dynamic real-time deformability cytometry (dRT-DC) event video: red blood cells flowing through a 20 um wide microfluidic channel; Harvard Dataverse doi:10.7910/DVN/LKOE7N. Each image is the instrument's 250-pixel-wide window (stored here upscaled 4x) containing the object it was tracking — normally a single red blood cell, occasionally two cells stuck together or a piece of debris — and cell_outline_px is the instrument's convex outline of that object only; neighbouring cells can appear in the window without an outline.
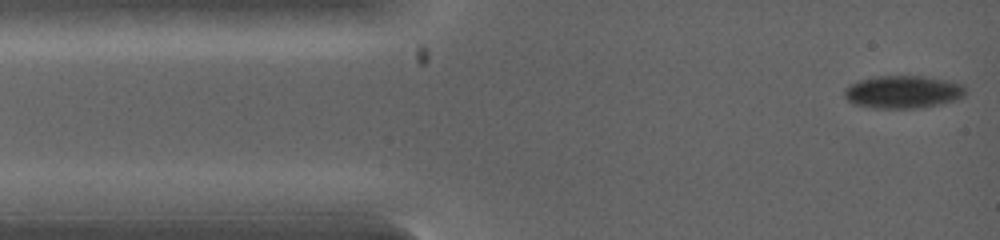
{"species": "common noctule bat (a hibernating species)", "species_latin": "Nyctalus noctula", "temperature_condition": "warm", "stored_images_in_passage": 39, "camera_frame_rate_fps": 5000, "um_per_image_px": 0.085, "animal": {"sex": "female", "body_mass_g": 19.0, "forearm_length_mm": 53.3}, "frame": {"image": 1, "passage_image": 1, "time_ms": 0.0, "image_size_px": [1000, 240], "cell_outline_px": [[964, 96], [956, 100], [940, 104], [916, 108], [876, 108], [856, 104], [848, 100], [844, 96], [844, 88], [848, 84], [860, 80], [876, 76], [924, 76], [948, 80], [964, 84]], "centroid_in_image_um": [76.75, 7.8], "position_along_channel_um": 8.2, "area_um2": 23.12}}
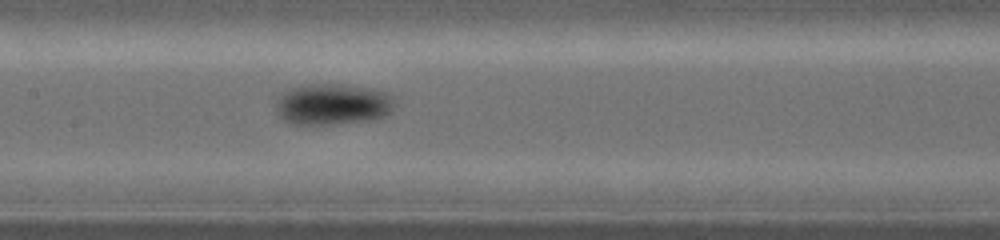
{"frame": {"image": 2, "passage_image": 17, "time_ms": 4.0, "image_size_px": [1000, 240], "cell_outline_px": [[396, 104], [392, 112], [384, 116], [372, 120], [336, 124], [292, 124], [284, 120], [276, 112], [276, 100], [280, 96], [292, 88], [308, 84], [324, 84], [356, 88], [384, 92]], "centroid_in_image_um": [28.24, 8.91], "position_along_channel_um": 179.2, "area_um2": 27.8}}
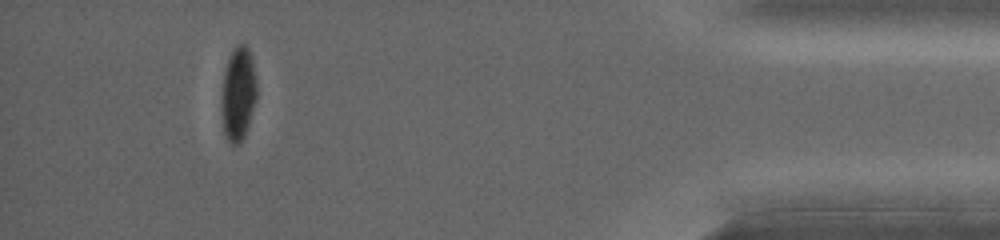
{"frame": {"image": 3, "passage_image": 34, "time_ms": 9.0, "image_size_px": [1000, 240], "cell_outline_px": [[256, 100], [248, 128], [240, 144], [232, 144], [228, 140], [224, 132], [220, 104], [220, 100], [224, 72], [228, 56], [240, 44], [244, 44], [248, 48], [252, 60], [256, 80]], "centroid_in_image_um": [20.23, 8.01], "position_along_channel_um": 415.0, "area_um2": 19.36}}